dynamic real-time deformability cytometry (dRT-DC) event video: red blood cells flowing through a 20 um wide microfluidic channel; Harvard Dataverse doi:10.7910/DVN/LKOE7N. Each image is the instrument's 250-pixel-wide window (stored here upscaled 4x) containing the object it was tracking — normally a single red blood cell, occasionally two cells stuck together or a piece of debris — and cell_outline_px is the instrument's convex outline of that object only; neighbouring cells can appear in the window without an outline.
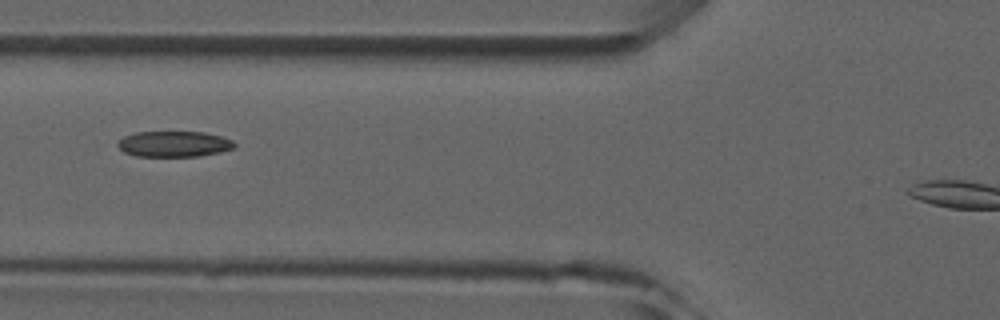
{"species": "common noctule bat (a hibernating species)", "species_latin": "Nyctalus noctula", "temperature_condition": "room temperature", "stored_images_in_passage": 7, "segment_of_instrument_passage": [1, 2], "camera_frame_rate_fps": 3000, "um_per_image_px": 0.085, "animal": {"sex": "male", "forearm_length_mm": 52.5}, "frame": {"image": 1, "passage_image": 6, "time_ms": 6.0, "image_size_px": [1000, 320], "cell_outline_px": [[236, 144], [232, 148], [220, 152], [200, 156], [136, 156], [124, 152], [116, 144], [124, 136], [136, 132], [204, 132], [220, 136], [232, 140]], "centroid_in_image_um": [14.78, 12.24], "position_along_channel_um": 111.0, "area_um2": 17.4}}